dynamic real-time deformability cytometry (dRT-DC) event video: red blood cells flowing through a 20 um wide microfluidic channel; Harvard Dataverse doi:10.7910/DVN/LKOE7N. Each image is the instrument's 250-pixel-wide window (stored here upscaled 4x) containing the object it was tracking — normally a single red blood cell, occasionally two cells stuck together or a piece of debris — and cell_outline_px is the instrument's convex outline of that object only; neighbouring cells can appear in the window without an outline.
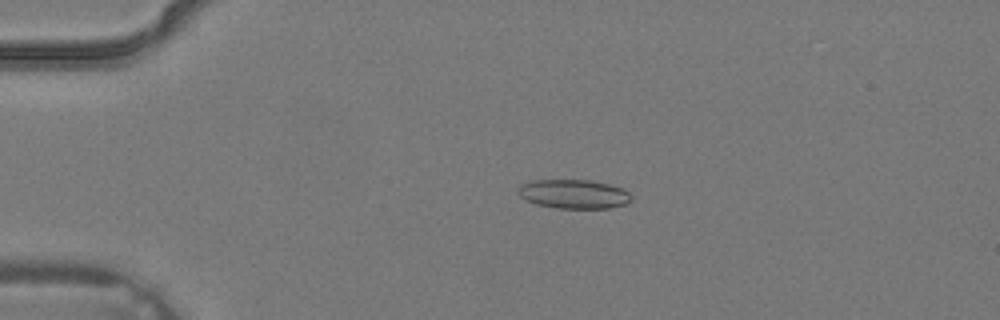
{"species": "common noctule bat (a hibernating species)", "species_latin": "Nyctalus noctula", "temperature_condition": "warm", "stored_images_in_passage": 4, "camera_frame_rate_fps": 3000, "um_per_image_px": 0.085, "animal": {"sex": "male", "body_mass_g": 19.2, "forearm_length_mm": 51.8}, "frame": {"image": 1, "passage_image": 3, "time_ms": 0.667, "image_size_px": [1000, 320], "cell_outline_px": [[632, 200], [628, 204], [608, 208], [556, 208], [536, 204], [520, 196], [516, 188], [520, 184], [532, 180], [592, 180], [624, 188], [632, 196]], "centroid_in_image_um": [48.79, 16.49], "position_along_channel_um": 36.2, "area_um2": 19.36}}